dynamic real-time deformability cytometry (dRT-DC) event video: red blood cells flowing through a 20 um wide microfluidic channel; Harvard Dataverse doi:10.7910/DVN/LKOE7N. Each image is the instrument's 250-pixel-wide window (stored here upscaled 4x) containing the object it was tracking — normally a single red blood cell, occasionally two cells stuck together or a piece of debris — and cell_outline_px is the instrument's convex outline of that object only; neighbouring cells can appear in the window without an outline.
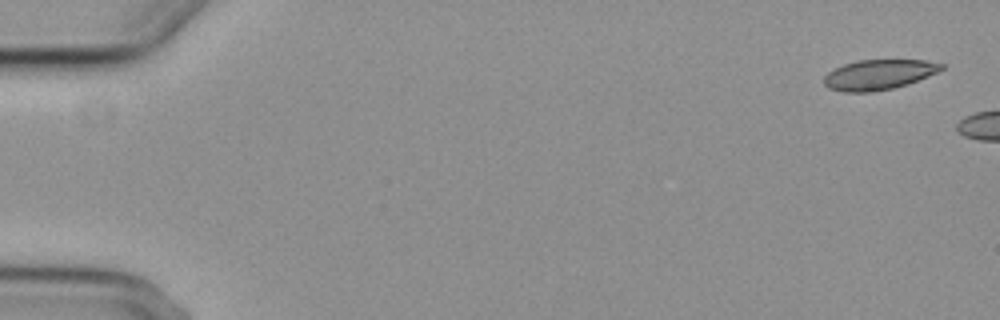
{"species": "common noctule bat (a hibernating species)", "species_latin": "Nyctalus noctula", "temperature_condition": "cold", "stored_images_in_passage": 3, "segment_of_instrument_passage": [2, 2], "camera_frame_rate_fps": 3000, "um_per_image_px": 0.085, "animal": {"sex": "female", "body_mass_g": 29.2, "forearm_length_mm": 56.3}, "frame": {"image": 1, "passage_image": 3, "time_ms": 3.333, "image_size_px": [1000, 320], "cell_outline_px": [[944, 68], [928, 76], [908, 84], [892, 88], [868, 92], [844, 92], [828, 88], [824, 84], [824, 76], [828, 72], [844, 64], [856, 60], [928, 60], [944, 64]], "centroid_in_image_um": [74.69, 6.34], "position_along_channel_um": 10.3, "area_um2": 20.52}}